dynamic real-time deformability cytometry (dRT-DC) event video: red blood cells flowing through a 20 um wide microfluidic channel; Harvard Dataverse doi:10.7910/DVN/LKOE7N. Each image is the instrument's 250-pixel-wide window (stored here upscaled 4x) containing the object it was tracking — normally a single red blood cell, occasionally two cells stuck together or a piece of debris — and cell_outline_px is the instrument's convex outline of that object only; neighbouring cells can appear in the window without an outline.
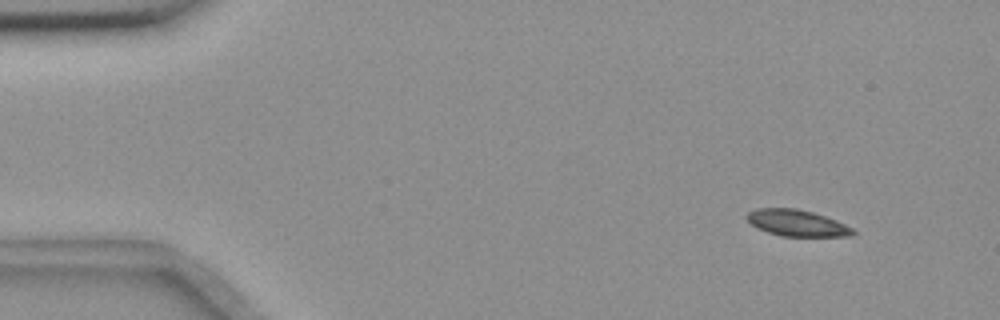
{"species": "common noctule bat (a hibernating species)", "species_latin": "Nyctalus noctula", "temperature_condition": "room temperature", "stored_images_in_passage": 56, "camera_frame_rate_fps": 3000, "um_per_image_px": 0.085, "animal": {"sex": "female", "body_mass_g": 18.4}, "frame": {"image": 1, "passage_image": 5, "time_ms": 1.333, "image_size_px": [1000, 320], "cell_outline_px": [[856, 232], [848, 236], [780, 236], [756, 228], [744, 216], [748, 212], [756, 208], [796, 208], [812, 212], [836, 220], [852, 228]], "centroid_in_image_um": [67.69, 18.95], "position_along_channel_um": 17.3, "area_um2": 16.24}}
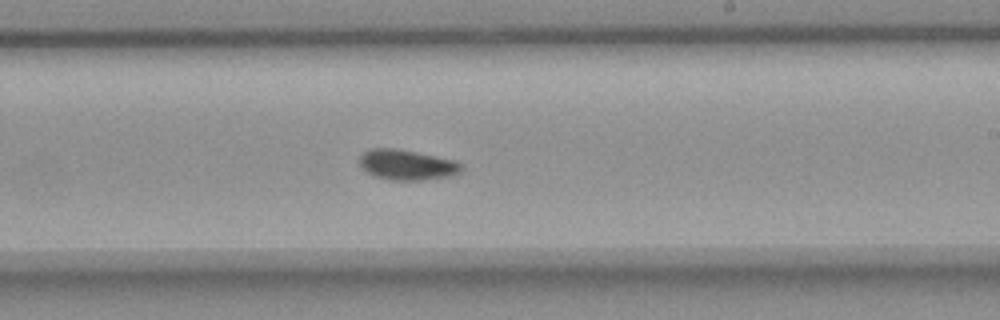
{"frame": {"image": 2, "passage_image": 33, "time_ms": 10.667, "image_size_px": [1000, 320], "cell_outline_px": [[464, 168], [456, 176], [420, 180], [388, 180], [372, 176], [360, 164], [360, 156], [368, 148], [396, 148], [456, 160], [464, 164]], "centroid_in_image_um": [34.65, 14.01], "position_along_channel_um": 254.4, "area_um2": 18.32}}
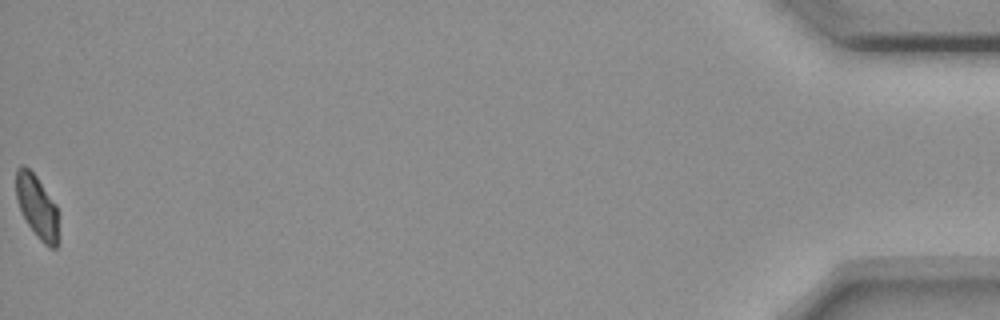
{"frame": {"image": 3, "passage_image": 56, "time_ms": 18.333, "image_size_px": [1000, 320], "cell_outline_px": [[56, 248], [48, 248], [36, 236], [28, 224], [20, 208], [16, 196], [16, 168], [20, 164], [24, 164], [36, 176], [56, 204]], "centroid_in_image_um": [3.11, 17.51], "position_along_channel_um": 432.1, "area_um2": 15.2}, "authors_computed_cell_mechanics": {"area_um2": 17.1666, "velocity_mm_per_s": 3.6129, "shape_relaxation_time_tau1_ms": 5.7827, "shape_relaxation_time_tau2_ms": 8.2239, "deformation_change_tau1": 0.0859, "deformation_change_tau2": 0.0861}}